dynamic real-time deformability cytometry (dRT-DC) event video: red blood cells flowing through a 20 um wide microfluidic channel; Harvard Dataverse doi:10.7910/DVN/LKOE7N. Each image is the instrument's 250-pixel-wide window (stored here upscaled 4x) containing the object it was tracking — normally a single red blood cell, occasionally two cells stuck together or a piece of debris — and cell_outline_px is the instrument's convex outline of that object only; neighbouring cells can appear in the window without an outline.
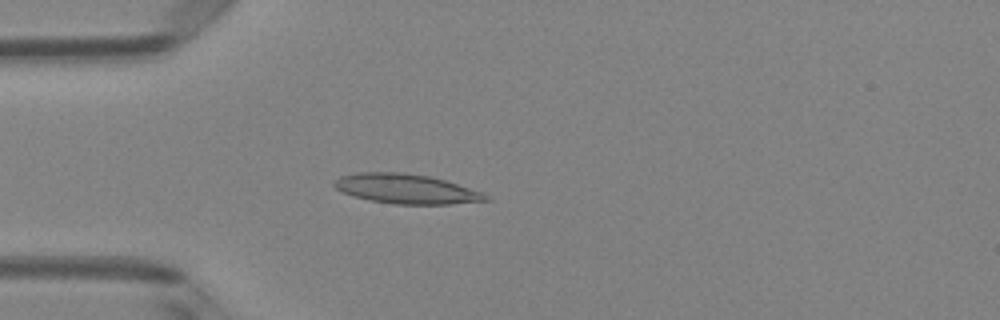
{"species": "Egyptian fruit bat (a non-hibernating species)", "species_latin": "Rousettus aegyptiacus", "temperature_condition": "room temperature", "stored_images_in_passage": 49, "camera_frame_rate_fps": 3000, "um_per_image_px": 0.085, "animal": {"sex": "female"}, "frame": {"image": 1, "passage_image": 13, "time_ms": 4.0, "image_size_px": [1000, 320], "cell_outline_px": [[492, 200], [448, 204], [392, 204], [368, 200], [344, 192], [336, 188], [332, 184], [340, 176], [356, 172], [400, 172], [432, 176], [484, 192]], "centroid_in_image_um": [34.56, 16.05], "position_along_channel_um": 50.4, "area_um2": 26.24}}
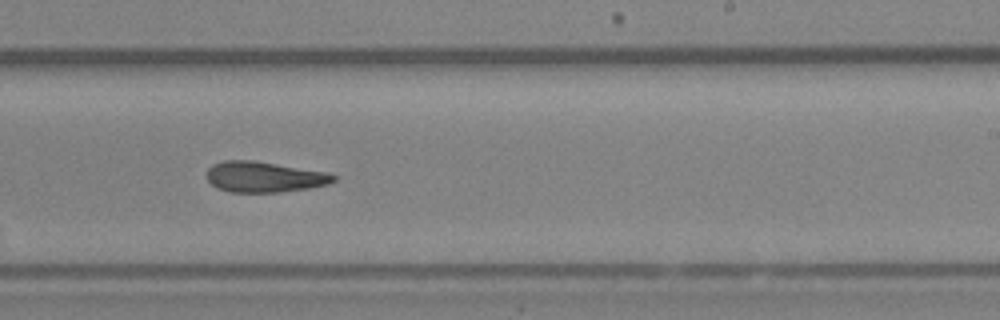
{"frame": {"image": 2, "passage_image": 30, "time_ms": 9.667, "image_size_px": [1000, 320], "cell_outline_px": [[336, 180], [328, 184], [308, 188], [280, 192], [228, 192], [216, 188], [208, 180], [208, 168], [212, 164], [224, 160], [252, 160], [328, 172], [336, 176]], "centroid_in_image_um": [22.45, 15.04], "position_along_channel_um": 266.6, "area_um2": 22.66}}
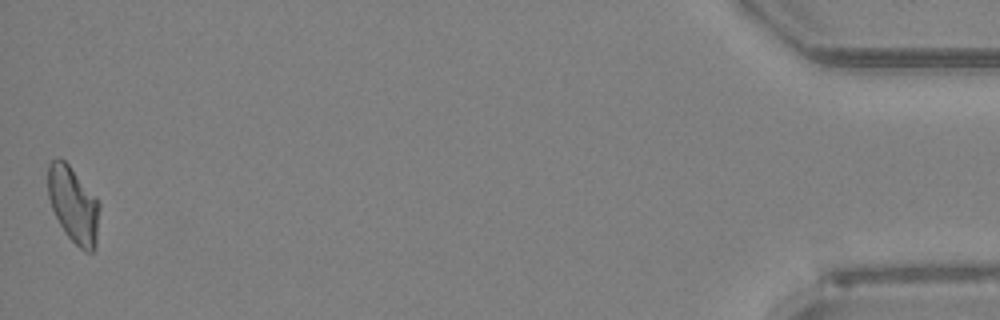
{"frame": {"image": 3, "passage_image": 49, "time_ms": 16.0, "image_size_px": [1000, 320], "cell_outline_px": [[100, 208], [96, 248], [92, 252], [84, 252], [64, 232], [52, 208], [48, 196], [48, 164], [56, 156], [60, 156], [68, 164], [100, 200]], "centroid_in_image_um": [6.26, 17.39], "position_along_channel_um": 428.9, "area_um2": 23.18}, "authors_computed_cell_mechanics": {"area_um2": 23.2356, "velocity_mm_per_s": 4.0212, "shape_relaxation_time_tau1_ms": 10.9522, "shape_relaxation_time_tau2_ms": 3.2962, "deformation_change_tau1": 0.2645, "deformation_change_tau2": 0.1165}}